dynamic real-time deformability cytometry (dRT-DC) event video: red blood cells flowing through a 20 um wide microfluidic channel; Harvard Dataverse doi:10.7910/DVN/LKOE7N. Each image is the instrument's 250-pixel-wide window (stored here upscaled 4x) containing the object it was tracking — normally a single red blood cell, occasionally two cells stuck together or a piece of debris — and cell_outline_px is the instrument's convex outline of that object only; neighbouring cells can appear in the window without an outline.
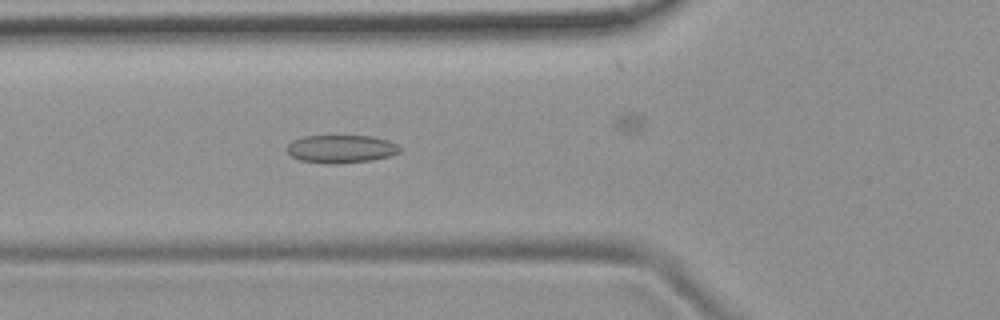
{"species": "common noctule bat (a hibernating species)", "species_latin": "Nyctalus noctula", "temperature_condition": "room temperature", "stored_images_in_passage": 32, "camera_frame_rate_fps": 3000, "um_per_image_px": 0.085, "animal": {"sex": "female", "body_mass_g": 19.9}, "frame": {"image": 1, "passage_image": 2, "time_ms": 0.333, "image_size_px": [1000, 320], "cell_outline_px": [[400, 152], [392, 156], [372, 160], [340, 164], [324, 164], [300, 160], [292, 156], [288, 152], [288, 144], [292, 140], [304, 136], [372, 136], [388, 140], [396, 144], [400, 148]], "centroid_in_image_um": [29.01, 12.67], "position_along_channel_um": 96.8, "area_um2": 18.55}}
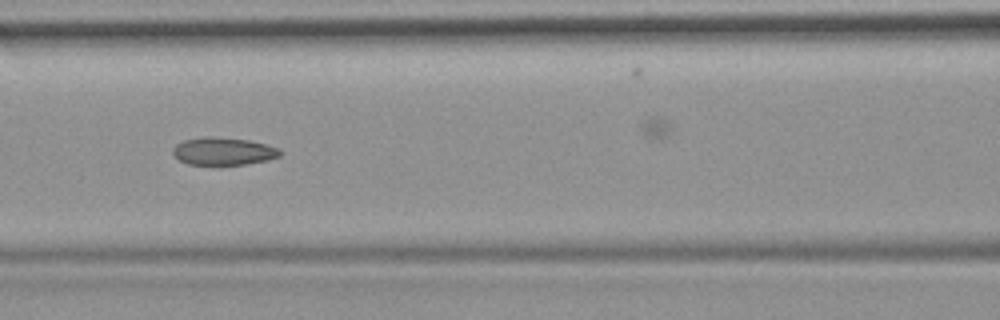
{"frame": {"image": 2, "passage_image": 6, "time_ms": 1.667, "image_size_px": [1000, 320], "cell_outline_px": [[284, 152], [280, 156], [268, 160], [244, 164], [188, 164], [180, 160], [172, 152], [172, 148], [176, 144], [184, 140], [208, 136], [212, 136], [248, 140], [280, 148]], "centroid_in_image_um": [19.01, 12.85], "position_along_channel_um": 147.6, "area_um2": 17.17}}
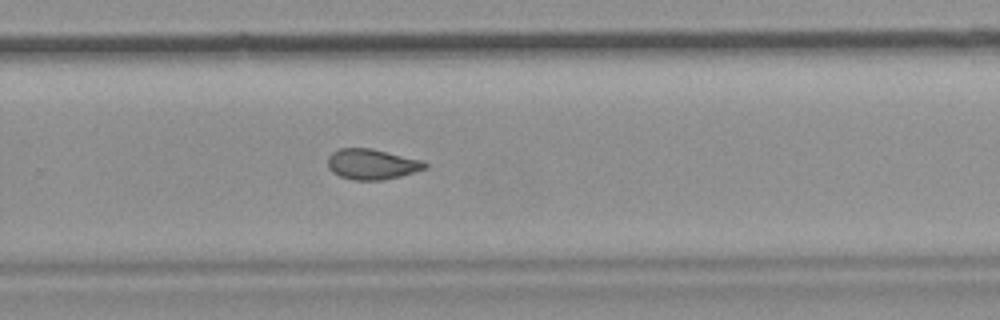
{"frame": {"image": 3, "passage_image": 18, "time_ms": 5.667, "image_size_px": [1000, 320], "cell_outline_px": [[428, 168], [400, 176], [384, 180], [352, 180], [340, 176], [332, 172], [328, 168], [328, 156], [332, 152], [340, 148], [372, 148], [424, 160], [428, 164]], "centroid_in_image_um": [31.63, 13.95], "position_along_channel_um": 298.2, "area_um2": 17.51}}